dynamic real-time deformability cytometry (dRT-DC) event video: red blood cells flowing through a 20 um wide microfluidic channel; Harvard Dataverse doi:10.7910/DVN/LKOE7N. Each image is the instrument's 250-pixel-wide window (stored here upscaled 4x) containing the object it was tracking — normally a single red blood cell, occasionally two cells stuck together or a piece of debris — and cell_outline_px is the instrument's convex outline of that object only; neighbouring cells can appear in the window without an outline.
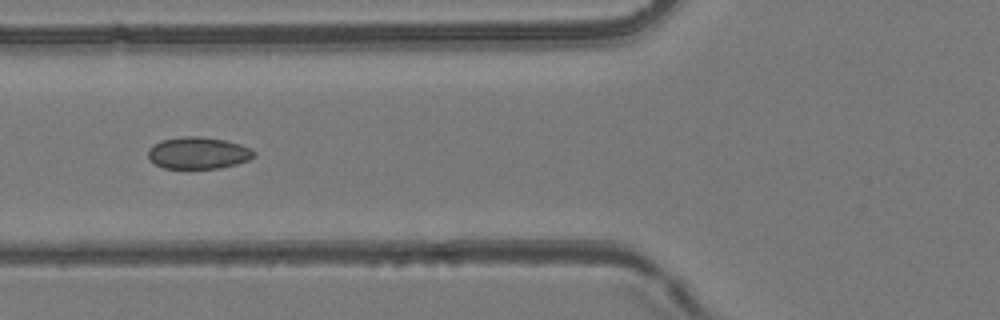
{"species": "common noctule bat (a hibernating species)", "species_latin": "Nyctalus noctula", "temperature_condition": "room temperature", "stored_images_in_passage": 55, "camera_frame_rate_fps": 3000, "um_per_image_px": 0.085, "animal": {"sex": "female", "body_mass_g": 24.6, "forearm_length_mm": 56.2}, "frame": {"image": 1, "passage_image": 21, "time_ms": 6.667, "image_size_px": [1000, 320], "cell_outline_px": [[256, 156], [248, 160], [236, 164], [220, 168], [164, 168], [156, 164], [148, 156], [148, 152], [152, 144], [160, 140], [184, 136], [200, 136], [224, 140], [240, 144], [252, 148], [256, 152]], "centroid_in_image_um": [16.88, 12.99], "position_along_channel_um": 108.9, "area_um2": 19.71}}
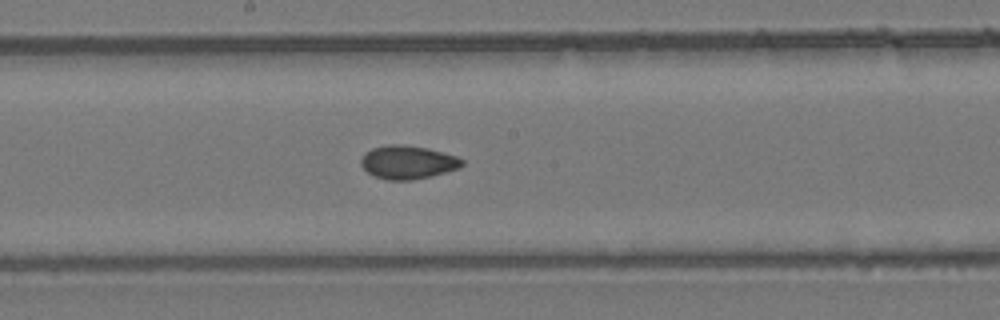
{"frame": {"image": 2, "passage_image": 29, "time_ms": 9.333, "image_size_px": [1000, 320], "cell_outline_px": [[464, 164], [460, 168], [412, 180], [388, 180], [372, 176], [360, 164], [360, 160], [364, 152], [372, 148], [388, 144], [396, 144], [428, 148], [456, 156], [464, 160]], "centroid_in_image_um": [34.63, 13.79], "position_along_channel_um": 213.6, "area_um2": 19.65}}
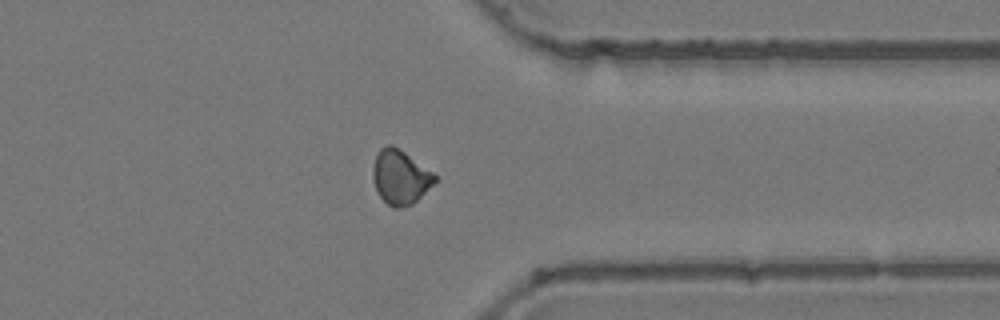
{"frame": {"image": 3, "passage_image": 42, "time_ms": 13.667, "image_size_px": [1000, 320], "cell_outline_px": [[436, 180], [412, 204], [400, 208], [392, 208], [380, 196], [376, 188], [372, 176], [372, 168], [376, 152], [380, 148], [388, 144], [392, 144], [404, 152], [432, 172], [436, 176]], "centroid_in_image_um": [33.97, 15.04], "position_along_channel_um": 377.4, "area_um2": 19.31}, "authors_computed_cell_mechanics": {"area_um2": 19.4786, "velocity_mm_per_s": 3.8982, "shape_relaxation_time_tau1_ms": null, "shape_relaxation_time_tau2_ms": 2.0566, "deformation_change_tau1": null, "deformation_change_tau2": 0.0485}}